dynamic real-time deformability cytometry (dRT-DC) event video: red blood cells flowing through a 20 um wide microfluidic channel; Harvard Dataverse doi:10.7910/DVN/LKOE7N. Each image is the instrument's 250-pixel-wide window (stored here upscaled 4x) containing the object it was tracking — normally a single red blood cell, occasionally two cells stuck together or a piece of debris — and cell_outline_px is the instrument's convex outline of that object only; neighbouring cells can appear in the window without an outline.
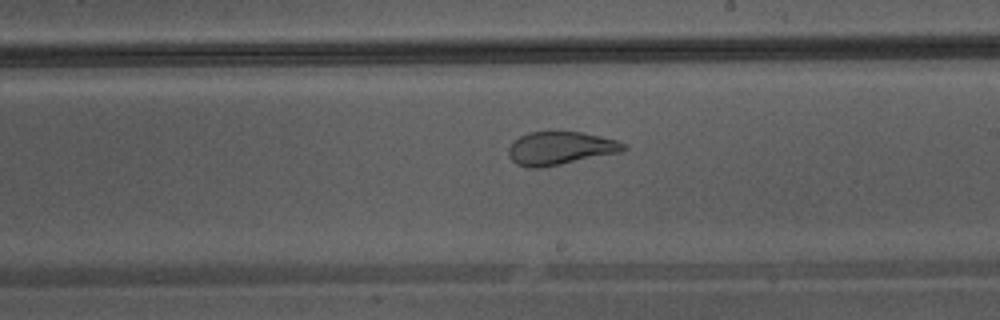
{"species": "Egyptian fruit bat (a non-hibernating species)", "species_latin": "Rousettus aegyptiacus", "temperature_condition": "warm", "stored_images_in_passage": 26, "camera_frame_rate_fps": 3000, "um_per_image_px": 0.085, "animal": {"sex": "male"}, "frame": {"image": 1, "passage_image": 12, "time_ms": 3.667, "image_size_px": [1000, 320], "cell_outline_px": [[628, 148], [620, 152], [540, 168], [528, 168], [516, 164], [508, 156], [508, 148], [512, 140], [528, 132], [580, 132], [616, 140], [624, 144]], "centroid_in_image_um": [47.55, 12.6], "position_along_channel_um": 241.4, "area_um2": 22.08}}